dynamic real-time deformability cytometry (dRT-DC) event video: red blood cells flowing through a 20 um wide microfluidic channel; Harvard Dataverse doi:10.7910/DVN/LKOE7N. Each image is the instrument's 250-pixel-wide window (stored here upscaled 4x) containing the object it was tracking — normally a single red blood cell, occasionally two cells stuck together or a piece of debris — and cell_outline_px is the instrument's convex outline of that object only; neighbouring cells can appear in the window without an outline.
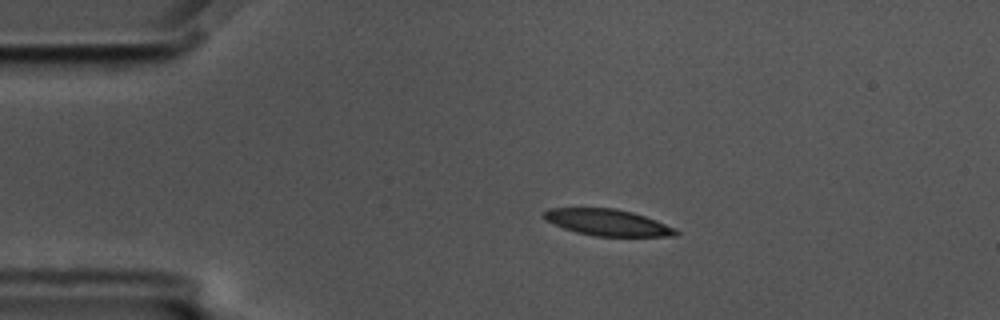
{"species": "common noctule bat (a hibernating species)", "species_latin": "Nyctalus noctula", "temperature_condition": "cold", "stored_images_in_passage": 48, "camera_frame_rate_fps": 3000, "um_per_image_px": 0.085, "animal": {"sex": "male", "body_mass_g": 17.5, "forearm_length_mm": 52.3}, "frame": {"image": 1, "passage_image": 1, "time_ms": 0.0, "image_size_px": [1000, 320], "cell_outline_px": [[680, 232], [676, 236], [596, 236], [576, 232], [564, 228], [540, 216], [548, 208], [616, 208], [632, 212], [656, 220], [676, 228]], "centroid_in_image_um": [51.67, 18.9], "position_along_channel_um": 33.3, "area_um2": 20.23}}
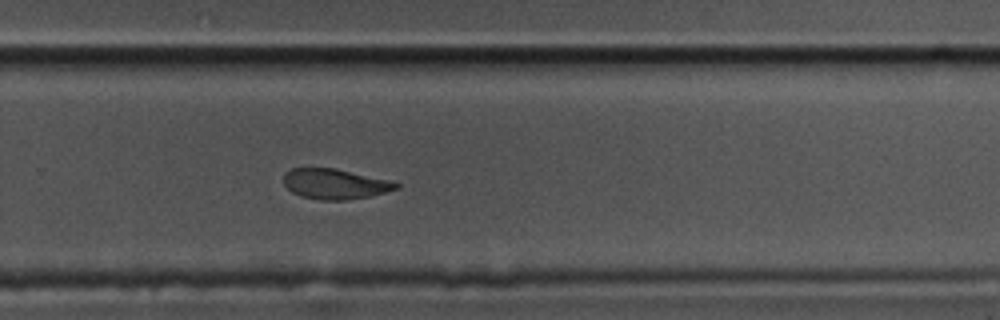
{"frame": {"image": 2, "passage_image": 28, "time_ms": 9.0, "image_size_px": [1000, 320], "cell_outline_px": [[400, 188], [372, 196], [344, 200], [320, 200], [300, 196], [292, 192], [284, 184], [284, 172], [292, 168], [336, 168], [392, 180], [400, 184]], "centroid_in_image_um": [28.51, 15.63], "position_along_channel_um": 301.3, "area_um2": 20.11}}
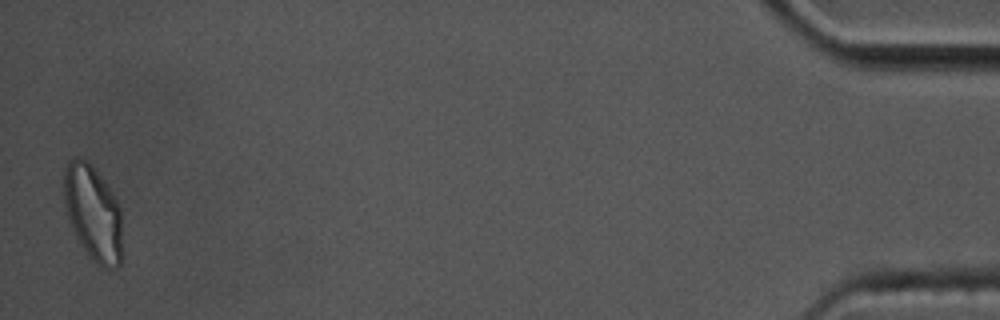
{"frame": {"image": 3, "passage_image": 47, "time_ms": 15.333, "image_size_px": [1000, 320], "cell_outline_px": [[120, 264], [116, 268], [104, 268], [96, 264], [92, 260], [80, 244], [68, 216], [64, 204], [64, 168], [68, 160], [76, 156], [88, 160], [104, 180], [116, 200], [120, 208]], "centroid_in_image_um": [7.88, 18.06], "position_along_channel_um": 427.3, "area_um2": 32.14}, "authors_computed_cell_mechanics": {"area_um2": 21.5305, "velocity_mm_per_s": 3.4447, "shape_relaxation_time_tau1_ms": 4.2514, "shape_relaxation_time_tau2_ms": 2.8882, "deformation_change_tau1": 0.1554, "deformation_change_tau2": 0.0918}}